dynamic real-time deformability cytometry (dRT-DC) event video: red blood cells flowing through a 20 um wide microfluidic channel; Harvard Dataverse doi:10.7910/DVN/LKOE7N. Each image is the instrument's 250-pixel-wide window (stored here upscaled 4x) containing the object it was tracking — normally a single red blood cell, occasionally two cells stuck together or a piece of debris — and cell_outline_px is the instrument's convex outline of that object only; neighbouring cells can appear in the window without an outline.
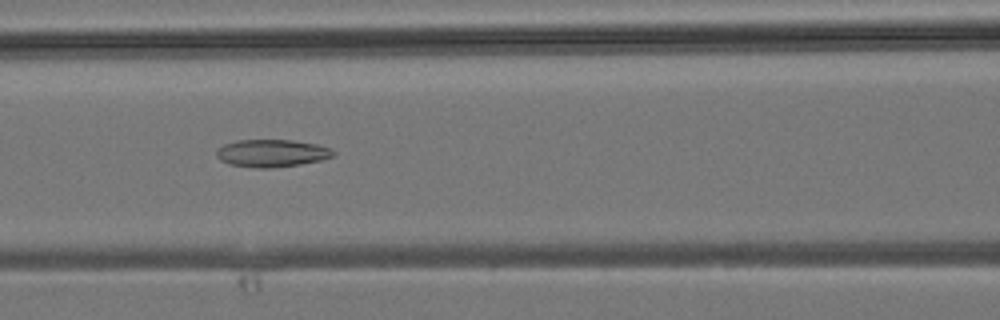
{"species": "common noctule bat (a hibernating species)", "species_latin": "Nyctalus noctula", "temperature_condition": "room temperature", "stored_images_in_passage": 40, "camera_frame_rate_fps": 3000, "um_per_image_px": 0.085, "animal": {"sex": "male", "body_mass_g": 19.2, "forearm_length_mm": 51.8}, "frame": {"image": 1, "passage_image": 17, "time_ms": 5.333, "image_size_px": [1000, 320], "cell_outline_px": [[336, 156], [320, 160], [300, 164], [268, 168], [256, 168], [228, 164], [220, 160], [216, 156], [216, 148], [224, 144], [236, 140], [292, 140], [316, 144], [332, 148], [336, 152]], "centroid_in_image_um": [23.1, 13.02], "position_along_channel_um": 143.5, "area_um2": 18.9}}
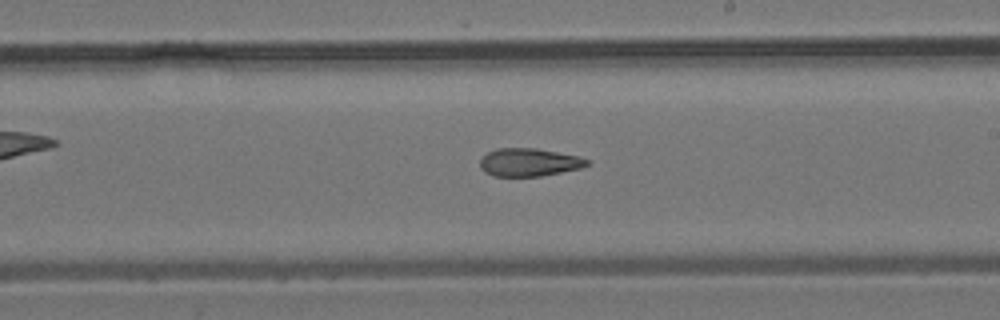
{"frame": {"image": 2, "passage_image": 23, "time_ms": 7.333, "image_size_px": [1000, 320], "cell_outline_px": [[592, 164], [580, 168], [540, 176], [492, 176], [484, 172], [480, 168], [480, 160], [488, 152], [496, 148], [536, 148], [580, 156], [588, 160]], "centroid_in_image_um": [44.97, 13.79], "position_along_channel_um": 244.0, "area_um2": 17.51}}
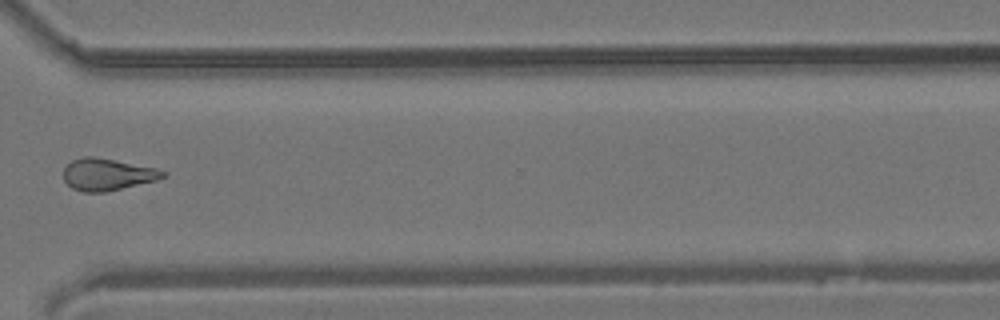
{"frame": {"image": 3, "passage_image": 30, "time_ms": 9.667, "image_size_px": [1000, 320], "cell_outline_px": [[168, 176], [156, 180], [104, 192], [84, 192], [72, 188], [64, 180], [64, 168], [72, 160], [84, 156], [92, 156], [156, 168], [168, 172]], "centroid_in_image_um": [9.13, 14.82], "position_along_channel_um": 361.5, "area_um2": 18.32}}